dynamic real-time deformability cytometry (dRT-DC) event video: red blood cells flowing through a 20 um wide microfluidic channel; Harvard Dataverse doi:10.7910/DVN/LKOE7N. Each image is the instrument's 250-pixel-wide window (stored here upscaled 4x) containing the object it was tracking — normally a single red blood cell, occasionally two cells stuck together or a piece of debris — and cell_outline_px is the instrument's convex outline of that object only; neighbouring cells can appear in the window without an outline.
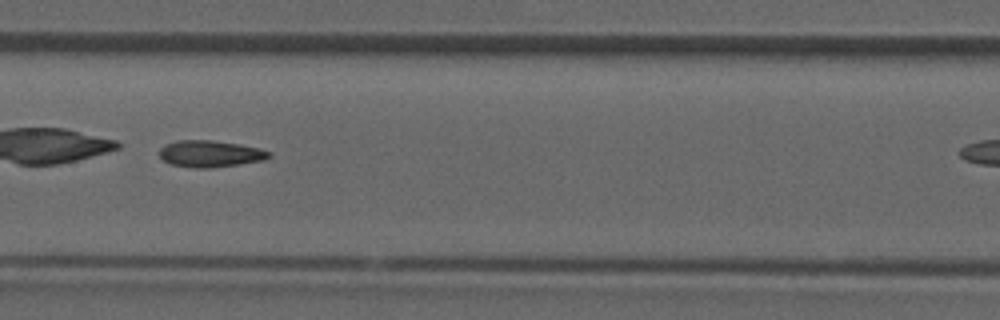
{"species": "common noctule bat (a hibernating species)", "species_latin": "Nyctalus noctula", "temperature_condition": "room temperature", "stored_images_in_passage": 19, "camera_frame_rate_fps": 3000, "um_per_image_px": 0.085, "animal": {"sex": "male", "forearm_length_mm": 52.5}, "frame": {"image": 1, "passage_image": 9, "time_ms": 2.667, "image_size_px": [1000, 320], "cell_outline_px": [[272, 156], [264, 160], [208, 168], [192, 168], [172, 164], [164, 160], [160, 156], [160, 148], [164, 144], [176, 140], [212, 140], [240, 144], [260, 148], [272, 152]], "centroid_in_image_um": [17.88, 13.05], "position_along_channel_um": 189.5, "area_um2": 17.05}}
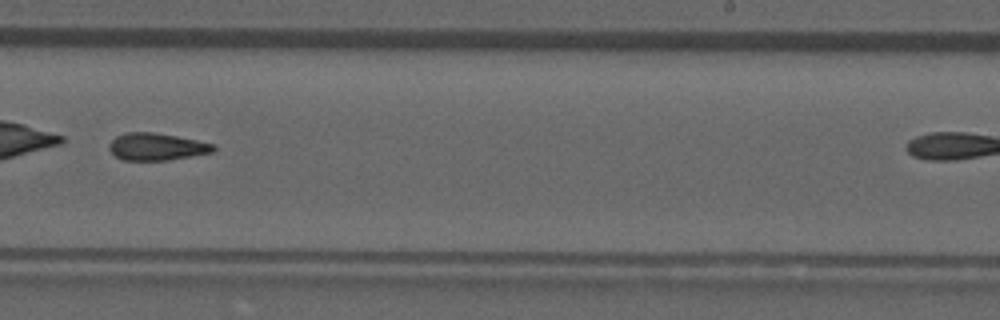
{"frame": {"image": 2, "passage_image": 14, "time_ms": 4.333, "image_size_px": [1000, 320], "cell_outline_px": [[216, 148], [212, 152], [168, 160], [124, 160], [116, 156], [108, 148], [108, 144], [116, 136], [128, 132], [156, 132], [196, 140], [212, 144]], "centroid_in_image_um": [13.28, 12.46], "position_along_channel_um": 275.7, "area_um2": 16.36}}